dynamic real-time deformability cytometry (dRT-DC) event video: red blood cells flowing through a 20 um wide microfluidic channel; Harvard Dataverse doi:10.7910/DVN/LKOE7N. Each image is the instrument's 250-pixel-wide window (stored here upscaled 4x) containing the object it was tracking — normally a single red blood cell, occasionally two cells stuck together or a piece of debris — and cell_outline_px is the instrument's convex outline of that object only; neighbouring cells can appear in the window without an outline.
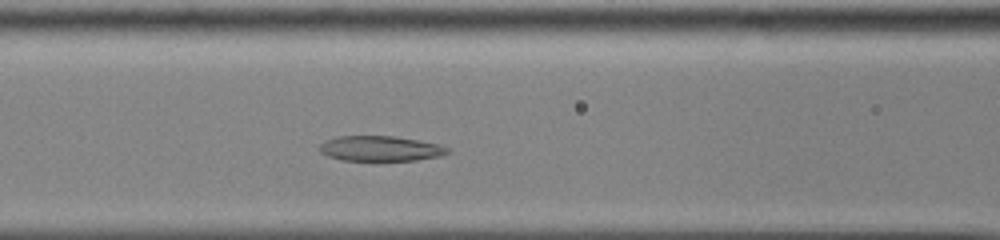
{"species": "common noctule bat (a hibernating species)", "species_latin": "Nyctalus noctula", "temperature_condition": "cold", "stored_images_in_passage": 36, "camera_frame_rate_fps": 3000, "um_per_image_px": 0.085, "animal": {"sex": "male", "body_mass_g": 13.0, "forearm_length_mm": 53.1}, "frame": {"image": 1, "passage_image": 11, "time_ms": 3.333, "image_size_px": [1000, 240], "cell_outline_px": [[452, 152], [440, 156], [416, 160], [340, 160], [328, 156], [320, 152], [320, 144], [336, 136], [392, 136], [440, 144], [452, 148]], "centroid_in_image_um": [32.39, 12.63], "position_along_channel_um": 134.2, "area_um2": 18.79}}
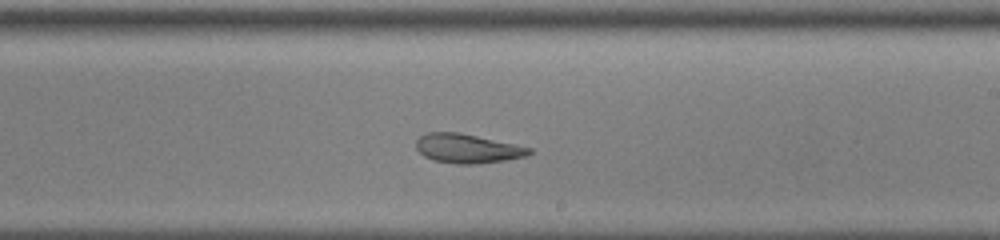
{"frame": {"image": 2, "passage_image": 20, "time_ms": 6.333, "image_size_px": [1000, 240], "cell_outline_px": [[532, 152], [524, 156], [504, 160], [476, 164], [456, 164], [432, 160], [424, 156], [416, 148], [416, 140], [420, 136], [428, 132], [460, 132], [532, 148]], "centroid_in_image_um": [39.69, 12.62], "position_along_channel_um": 249.3, "area_um2": 19.13}}
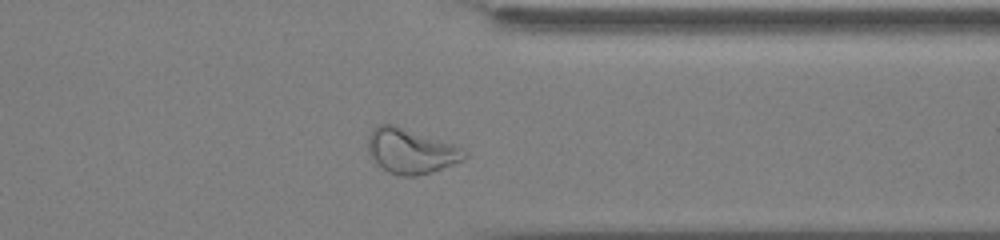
{"frame": {"image": 3, "passage_image": 30, "time_ms": 9.667, "image_size_px": [1000, 240], "cell_outline_px": [[468, 156], [464, 160], [432, 172], [416, 176], [404, 176], [388, 172], [368, 152], [368, 136], [372, 128], [376, 124], [396, 124], [452, 144], [468, 152]], "centroid_in_image_um": [34.93, 12.82], "position_along_channel_um": 376.5, "area_um2": 25.14}}